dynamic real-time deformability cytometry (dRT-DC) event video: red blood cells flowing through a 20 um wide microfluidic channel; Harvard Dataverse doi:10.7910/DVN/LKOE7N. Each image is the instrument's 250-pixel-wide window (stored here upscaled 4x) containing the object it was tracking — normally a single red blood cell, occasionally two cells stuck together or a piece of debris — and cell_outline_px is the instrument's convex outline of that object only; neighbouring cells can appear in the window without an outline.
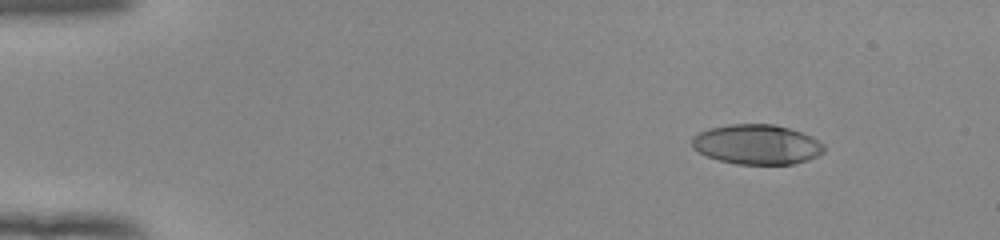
{"species": "human", "species_latin": "Homo sapiens", "temperature_condition": "room temperature", "stored_images_in_passage": 47, "camera_frame_rate_fps": 3000, "um_per_image_px": 0.085, "donor": {"sex": "female"}, "frame": {"image": 1, "passage_image": 1, "time_ms": 0.0, "image_size_px": [1000, 240], "cell_outline_px": [[824, 152], [808, 160], [792, 164], [736, 164], [720, 160], [708, 156], [692, 148], [692, 136], [708, 128], [728, 124], [772, 124], [788, 128], [812, 136], [824, 144]], "centroid_in_image_um": [64.33, 12.27], "position_along_channel_um": 20.7, "area_um2": 30.63}}
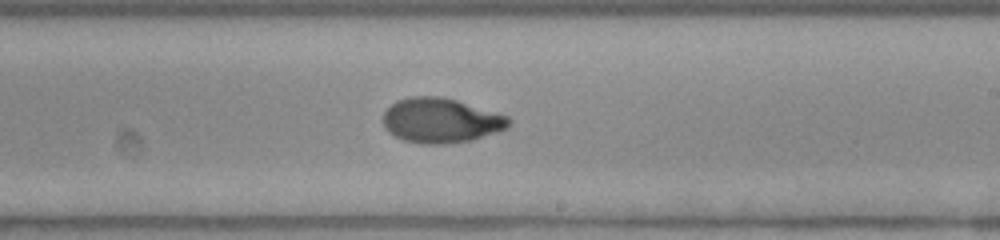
{"frame": {"image": 2, "passage_image": 27, "time_ms": 8.667, "image_size_px": [1000, 240], "cell_outline_px": [[512, 124], [508, 128], [472, 140], [448, 144], [420, 144], [404, 140], [388, 132], [384, 128], [384, 112], [396, 100], [408, 96], [440, 96], [456, 100], [508, 116], [512, 120]], "centroid_in_image_um": [37.48, 10.24], "position_along_channel_um": 251.5, "area_um2": 32.95}}
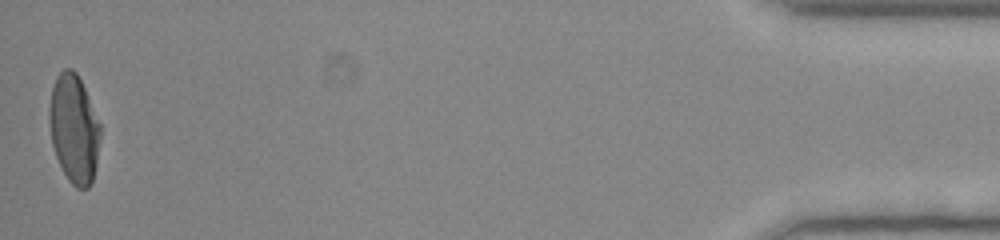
{"frame": {"image": 3, "passage_image": 47, "time_ms": 15.333, "image_size_px": [1000, 240], "cell_outline_px": [[100, 136], [96, 164], [92, 180], [88, 188], [76, 188], [68, 180], [56, 156], [52, 144], [48, 116], [48, 112], [52, 88], [56, 76], [64, 68], [72, 68], [76, 72], [84, 88], [100, 124]], "centroid_in_image_um": [6.27, 10.93], "position_along_channel_um": 428.9, "area_um2": 31.96}, "authors_computed_cell_mechanics": {"area_um2": 32.1368, "velocity_mm_per_s": 3.9406, "shape_relaxation_time_tau1_ms": 5.172, "shape_relaxation_time_tau2_ms": 1.7478, "deformation_change_tau1": 0.2267, "deformation_change_tau2": 0.0348}}